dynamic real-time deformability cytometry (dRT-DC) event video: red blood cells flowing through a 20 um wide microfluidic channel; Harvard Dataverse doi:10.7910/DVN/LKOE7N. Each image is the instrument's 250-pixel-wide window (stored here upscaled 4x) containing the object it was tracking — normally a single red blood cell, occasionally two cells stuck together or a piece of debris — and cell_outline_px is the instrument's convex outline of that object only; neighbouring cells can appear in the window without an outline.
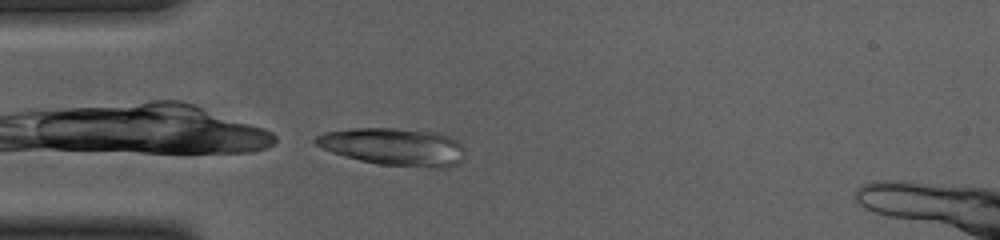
{"species": "common noctule bat (a hibernating species)", "species_latin": "Nyctalus noctula", "temperature_condition": "cold", "stored_images_in_passage": 32, "camera_frame_rate_fps": 3000, "um_per_image_px": 0.085, "animal": {"sex": "female", "body_mass_g": 23.0, "forearm_length_mm": 53.4}, "frame": {"image": 1, "passage_image": 1, "time_ms": 0.0, "image_size_px": [1000, 240], "cell_outline_px": [[464, 152], [460, 160], [456, 164], [448, 168], [436, 168], [380, 164], [360, 160], [344, 156], [332, 152], [316, 144], [312, 140], [316, 136], [324, 132], [348, 128], [392, 128], [440, 132], [456, 140], [464, 148]], "centroid_in_image_um": [33.47, 12.46], "position_along_channel_um": 51.5, "area_um2": 32.66}}